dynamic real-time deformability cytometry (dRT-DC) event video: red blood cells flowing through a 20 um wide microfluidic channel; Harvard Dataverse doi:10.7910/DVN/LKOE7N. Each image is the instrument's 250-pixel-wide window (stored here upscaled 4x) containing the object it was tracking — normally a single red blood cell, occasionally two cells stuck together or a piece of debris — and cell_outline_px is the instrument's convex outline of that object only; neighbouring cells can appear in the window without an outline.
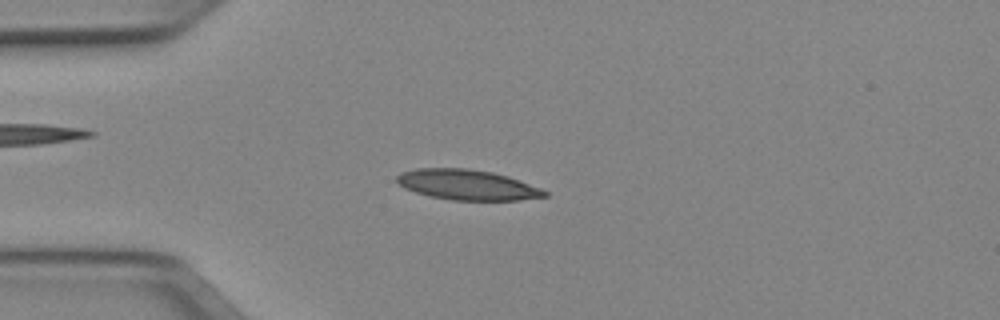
{"species": "Egyptian fruit bat (a non-hibernating species)", "species_latin": "Rousettus aegyptiacus", "temperature_condition": "cold", "stored_images_in_passage": 50, "camera_frame_rate_fps": 3000, "um_per_image_px": 0.085, "animal": {"sex": "female"}, "frame": {"image": 1, "passage_image": 12, "time_ms": 3.667, "image_size_px": [1000, 320], "cell_outline_px": [[548, 196], [520, 200], [452, 200], [428, 196], [404, 188], [396, 180], [396, 176], [400, 172], [416, 168], [468, 168], [492, 172], [508, 176], [540, 188], [548, 192]], "centroid_in_image_um": [39.7, 15.7], "position_along_channel_um": 45.3, "area_um2": 26.13}}
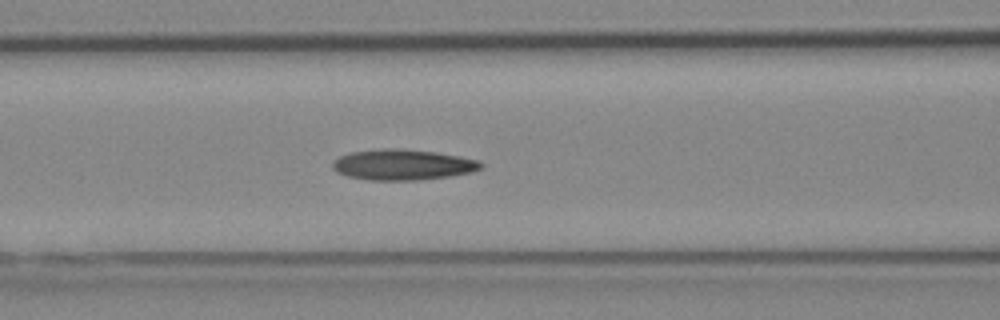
{"frame": {"image": 2, "passage_image": 20, "time_ms": 6.333, "image_size_px": [1000, 320], "cell_outline_px": [[484, 168], [472, 172], [448, 176], [416, 180], [368, 180], [348, 176], [336, 172], [332, 168], [332, 160], [340, 156], [352, 152], [384, 148], [396, 148], [436, 152], [460, 156], [480, 160], [484, 164]], "centroid_in_image_um": [34.25, 14.0], "position_along_channel_um": 132.4, "area_um2": 26.65}}
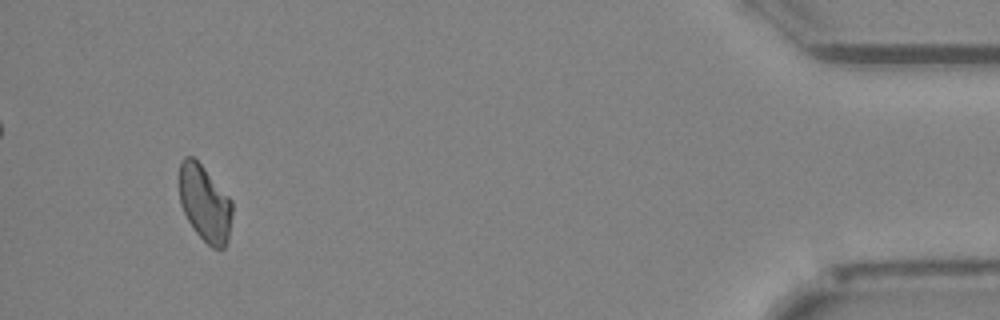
{"frame": {"image": 3, "passage_image": 47, "time_ms": 15.333, "image_size_px": [1000, 320], "cell_outline_px": [[232, 212], [228, 240], [224, 248], [212, 248], [192, 228], [180, 204], [180, 160], [184, 156], [192, 156], [204, 168], [232, 200]], "centroid_in_image_um": [17.41, 17.29], "position_along_channel_um": 417.8, "area_um2": 23.35}, "authors_computed_cell_mechanics": {"area_um2": 24.7673, "velocity_mm_per_s": 3.9545, "shape_relaxation_time_tau1_ms": 11.2437, "shape_relaxation_time_tau2_ms": 8.6612, "deformation_change_tau1": 0.2007, "deformation_change_tau2": 0.18}}